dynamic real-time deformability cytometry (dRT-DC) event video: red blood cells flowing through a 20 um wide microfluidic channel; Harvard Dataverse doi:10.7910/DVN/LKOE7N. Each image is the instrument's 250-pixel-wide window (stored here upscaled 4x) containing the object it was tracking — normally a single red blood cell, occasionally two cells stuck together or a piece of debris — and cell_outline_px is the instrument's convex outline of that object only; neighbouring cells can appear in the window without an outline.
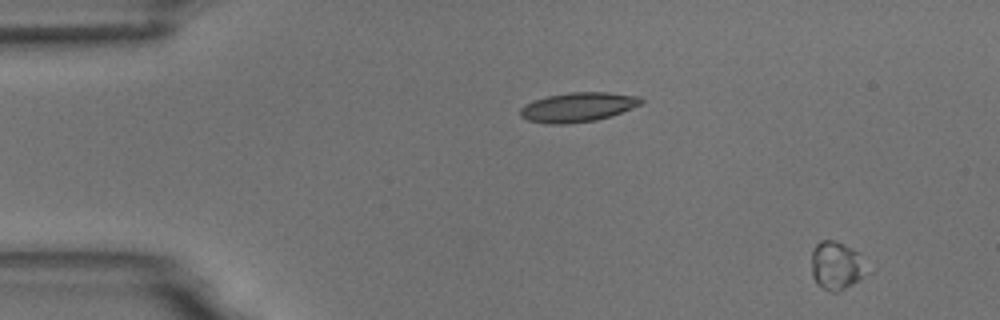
{"species": "common noctule bat (a hibernating species)", "species_latin": "Nyctalus noctula", "temperature_condition": "room temperature", "stored_images_in_passage": 9, "camera_frame_rate_fps": 3000, "um_per_image_px": 0.085, "animal": {"sex": "male", "body_mass_g": 18.8}, "frame": {"image": 1, "passage_image": 1, "time_ms": 0.0, "image_size_px": [1000, 320], "cell_outline_px": [[864, 276], [844, 288], [836, 292], [832, 292], [816, 284], [812, 276], [812, 248], [820, 240], [832, 240], [860, 252], [864, 272]], "centroid_in_image_um": [71.03, 22.56], "position_along_channel_um": 14.0, "area_um2": 15.09}}